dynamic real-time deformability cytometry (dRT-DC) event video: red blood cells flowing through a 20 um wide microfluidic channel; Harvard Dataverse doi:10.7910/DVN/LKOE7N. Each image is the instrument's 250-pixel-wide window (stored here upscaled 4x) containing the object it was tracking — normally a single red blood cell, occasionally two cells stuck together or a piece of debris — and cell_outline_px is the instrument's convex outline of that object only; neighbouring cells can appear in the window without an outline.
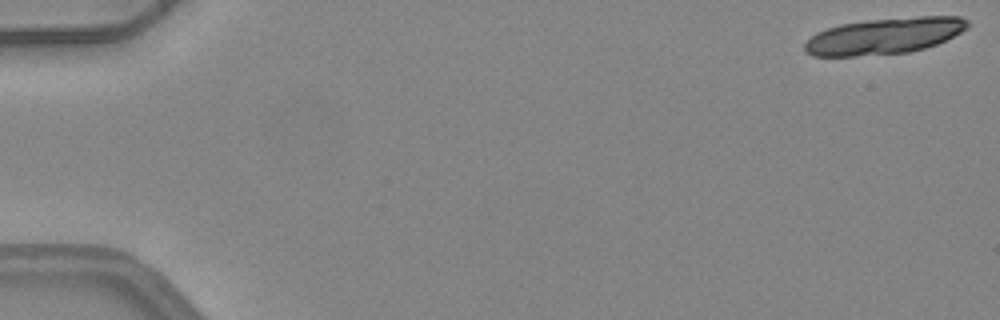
{"species": "common noctule bat (a hibernating species)", "species_latin": "Nyctalus noctula", "temperature_condition": "warm", "stored_images_in_passage": 21, "camera_frame_rate_fps": 3000, "um_per_image_px": 0.085, "animal": {"sex": "female", "body_mass_g": 24.6, "forearm_length_mm": 56.2}, "frame": {"image": 1, "passage_image": 1, "time_ms": 0.0, "image_size_px": [1000, 320], "cell_outline_px": [[968, 28], [936, 44], [924, 48], [908, 52], [852, 56], [812, 56], [804, 52], [804, 44], [816, 32], [840, 24], [868, 20], [920, 16], [960, 16], [968, 20]], "centroid_in_image_um": [75.14, 3.05], "position_along_channel_um": 9.9, "area_um2": 34.22}}